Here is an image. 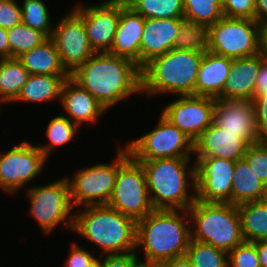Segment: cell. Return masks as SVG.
Masks as SVG:
<instances>
[{"label": "cell", "mask_w": 267, "mask_h": 267, "mask_svg": "<svg viewBox=\"0 0 267 267\" xmlns=\"http://www.w3.org/2000/svg\"><path fill=\"white\" fill-rule=\"evenodd\" d=\"M70 77L107 111L122 101L127 102L131 96L141 95V73L137 64L108 52L93 54Z\"/></svg>", "instance_id": "6da1fadb"}, {"label": "cell", "mask_w": 267, "mask_h": 267, "mask_svg": "<svg viewBox=\"0 0 267 267\" xmlns=\"http://www.w3.org/2000/svg\"><path fill=\"white\" fill-rule=\"evenodd\" d=\"M190 240V217L187 210L154 209L136 222L135 253L142 267H156L185 255Z\"/></svg>", "instance_id": "7a4b0ae2"}, {"label": "cell", "mask_w": 267, "mask_h": 267, "mask_svg": "<svg viewBox=\"0 0 267 267\" xmlns=\"http://www.w3.org/2000/svg\"><path fill=\"white\" fill-rule=\"evenodd\" d=\"M144 168L154 209L188 210L196 200L193 158L136 160Z\"/></svg>", "instance_id": "3957f363"}, {"label": "cell", "mask_w": 267, "mask_h": 267, "mask_svg": "<svg viewBox=\"0 0 267 267\" xmlns=\"http://www.w3.org/2000/svg\"><path fill=\"white\" fill-rule=\"evenodd\" d=\"M72 232L91 242L99 255L135 252L136 221L107 204L74 210Z\"/></svg>", "instance_id": "277c9868"}, {"label": "cell", "mask_w": 267, "mask_h": 267, "mask_svg": "<svg viewBox=\"0 0 267 267\" xmlns=\"http://www.w3.org/2000/svg\"><path fill=\"white\" fill-rule=\"evenodd\" d=\"M201 52L171 49L155 57L141 69V95L144 98L194 95ZM170 94V95H169ZM153 97V98H152Z\"/></svg>", "instance_id": "5b68a950"}, {"label": "cell", "mask_w": 267, "mask_h": 267, "mask_svg": "<svg viewBox=\"0 0 267 267\" xmlns=\"http://www.w3.org/2000/svg\"><path fill=\"white\" fill-rule=\"evenodd\" d=\"M187 211L191 240L211 244L227 253L245 241L237 205L196 199Z\"/></svg>", "instance_id": "8992f818"}, {"label": "cell", "mask_w": 267, "mask_h": 267, "mask_svg": "<svg viewBox=\"0 0 267 267\" xmlns=\"http://www.w3.org/2000/svg\"><path fill=\"white\" fill-rule=\"evenodd\" d=\"M24 194L29 204L27 214L44 235L53 234L59 227L60 230H73L74 208L65 175L49 183L31 185Z\"/></svg>", "instance_id": "52a82bcc"}, {"label": "cell", "mask_w": 267, "mask_h": 267, "mask_svg": "<svg viewBox=\"0 0 267 267\" xmlns=\"http://www.w3.org/2000/svg\"><path fill=\"white\" fill-rule=\"evenodd\" d=\"M116 158L111 162H99L76 169L73 175L66 179L69 184L70 200L75 209L85 206L107 204L118 173V168L130 157L125 146L116 145Z\"/></svg>", "instance_id": "ba28073f"}, {"label": "cell", "mask_w": 267, "mask_h": 267, "mask_svg": "<svg viewBox=\"0 0 267 267\" xmlns=\"http://www.w3.org/2000/svg\"><path fill=\"white\" fill-rule=\"evenodd\" d=\"M123 145L134 160L194 157V142L162 114L152 130Z\"/></svg>", "instance_id": "9c48e42d"}, {"label": "cell", "mask_w": 267, "mask_h": 267, "mask_svg": "<svg viewBox=\"0 0 267 267\" xmlns=\"http://www.w3.org/2000/svg\"><path fill=\"white\" fill-rule=\"evenodd\" d=\"M48 162L50 161L31 140H23L10 149L0 150L1 192L12 197L24 188L28 189L38 176L47 171Z\"/></svg>", "instance_id": "30bf717a"}, {"label": "cell", "mask_w": 267, "mask_h": 267, "mask_svg": "<svg viewBox=\"0 0 267 267\" xmlns=\"http://www.w3.org/2000/svg\"><path fill=\"white\" fill-rule=\"evenodd\" d=\"M107 205L136 222L154 210L144 168L131 156L118 168L115 187Z\"/></svg>", "instance_id": "8fae6325"}, {"label": "cell", "mask_w": 267, "mask_h": 267, "mask_svg": "<svg viewBox=\"0 0 267 267\" xmlns=\"http://www.w3.org/2000/svg\"><path fill=\"white\" fill-rule=\"evenodd\" d=\"M259 27L252 19L223 16L208 27V51L229 58L259 54Z\"/></svg>", "instance_id": "7c38bea8"}, {"label": "cell", "mask_w": 267, "mask_h": 267, "mask_svg": "<svg viewBox=\"0 0 267 267\" xmlns=\"http://www.w3.org/2000/svg\"><path fill=\"white\" fill-rule=\"evenodd\" d=\"M70 10L54 24L51 36L69 74L96 53L90 45L83 18L73 8Z\"/></svg>", "instance_id": "4fadbf2b"}, {"label": "cell", "mask_w": 267, "mask_h": 267, "mask_svg": "<svg viewBox=\"0 0 267 267\" xmlns=\"http://www.w3.org/2000/svg\"><path fill=\"white\" fill-rule=\"evenodd\" d=\"M72 7L82 18L91 47L96 53L109 52L114 42L120 17L119 0L96 3L80 0Z\"/></svg>", "instance_id": "5bb4252c"}, {"label": "cell", "mask_w": 267, "mask_h": 267, "mask_svg": "<svg viewBox=\"0 0 267 267\" xmlns=\"http://www.w3.org/2000/svg\"><path fill=\"white\" fill-rule=\"evenodd\" d=\"M175 97L161 108L160 114L195 142L213 123L215 98L195 95Z\"/></svg>", "instance_id": "9a60e30c"}, {"label": "cell", "mask_w": 267, "mask_h": 267, "mask_svg": "<svg viewBox=\"0 0 267 267\" xmlns=\"http://www.w3.org/2000/svg\"><path fill=\"white\" fill-rule=\"evenodd\" d=\"M193 159L196 199L204 202L231 203L235 161L217 157Z\"/></svg>", "instance_id": "2e32d148"}, {"label": "cell", "mask_w": 267, "mask_h": 267, "mask_svg": "<svg viewBox=\"0 0 267 267\" xmlns=\"http://www.w3.org/2000/svg\"><path fill=\"white\" fill-rule=\"evenodd\" d=\"M213 123L236 134L248 145L260 141L252 100H224L215 98Z\"/></svg>", "instance_id": "e0dca14e"}, {"label": "cell", "mask_w": 267, "mask_h": 267, "mask_svg": "<svg viewBox=\"0 0 267 267\" xmlns=\"http://www.w3.org/2000/svg\"><path fill=\"white\" fill-rule=\"evenodd\" d=\"M61 112L80 129L85 125H95L108 111L88 91L71 77L66 79L61 90L59 103ZM90 123V124H89Z\"/></svg>", "instance_id": "ac0fdd59"}, {"label": "cell", "mask_w": 267, "mask_h": 267, "mask_svg": "<svg viewBox=\"0 0 267 267\" xmlns=\"http://www.w3.org/2000/svg\"><path fill=\"white\" fill-rule=\"evenodd\" d=\"M248 146L236 134L212 123L194 142L193 158L217 157L236 162L243 159Z\"/></svg>", "instance_id": "d6986e66"}, {"label": "cell", "mask_w": 267, "mask_h": 267, "mask_svg": "<svg viewBox=\"0 0 267 267\" xmlns=\"http://www.w3.org/2000/svg\"><path fill=\"white\" fill-rule=\"evenodd\" d=\"M184 18H145L140 42V69L155 57L173 49Z\"/></svg>", "instance_id": "ffe728a7"}, {"label": "cell", "mask_w": 267, "mask_h": 267, "mask_svg": "<svg viewBox=\"0 0 267 267\" xmlns=\"http://www.w3.org/2000/svg\"><path fill=\"white\" fill-rule=\"evenodd\" d=\"M145 18L120 1V17L111 50L108 52L132 60L140 68V42Z\"/></svg>", "instance_id": "44dd1931"}, {"label": "cell", "mask_w": 267, "mask_h": 267, "mask_svg": "<svg viewBox=\"0 0 267 267\" xmlns=\"http://www.w3.org/2000/svg\"><path fill=\"white\" fill-rule=\"evenodd\" d=\"M260 66V54L232 59L230 75L222 90L224 100H253Z\"/></svg>", "instance_id": "7402d4cb"}, {"label": "cell", "mask_w": 267, "mask_h": 267, "mask_svg": "<svg viewBox=\"0 0 267 267\" xmlns=\"http://www.w3.org/2000/svg\"><path fill=\"white\" fill-rule=\"evenodd\" d=\"M231 66L232 58L206 51L197 73L194 95L222 99L223 86L230 75Z\"/></svg>", "instance_id": "603a6c76"}, {"label": "cell", "mask_w": 267, "mask_h": 267, "mask_svg": "<svg viewBox=\"0 0 267 267\" xmlns=\"http://www.w3.org/2000/svg\"><path fill=\"white\" fill-rule=\"evenodd\" d=\"M70 75L30 74L17 98L11 103L49 104L60 102L63 83ZM59 102H58V101Z\"/></svg>", "instance_id": "cb8c5ba5"}, {"label": "cell", "mask_w": 267, "mask_h": 267, "mask_svg": "<svg viewBox=\"0 0 267 267\" xmlns=\"http://www.w3.org/2000/svg\"><path fill=\"white\" fill-rule=\"evenodd\" d=\"M267 199V186L251 170L246 160L235 162L231 190V204L240 205Z\"/></svg>", "instance_id": "d4e9b609"}, {"label": "cell", "mask_w": 267, "mask_h": 267, "mask_svg": "<svg viewBox=\"0 0 267 267\" xmlns=\"http://www.w3.org/2000/svg\"><path fill=\"white\" fill-rule=\"evenodd\" d=\"M29 74L70 75L61 63L51 38L18 57Z\"/></svg>", "instance_id": "484cf974"}, {"label": "cell", "mask_w": 267, "mask_h": 267, "mask_svg": "<svg viewBox=\"0 0 267 267\" xmlns=\"http://www.w3.org/2000/svg\"><path fill=\"white\" fill-rule=\"evenodd\" d=\"M47 123L46 128L43 132L44 137L48 142L37 144V148L44 154V156L49 160L52 153L59 150V147L63 148L71 144V141L78 139V134L81 133L80 128L71 122L67 117L61 114L53 116ZM55 150V151H54Z\"/></svg>", "instance_id": "4316f807"}, {"label": "cell", "mask_w": 267, "mask_h": 267, "mask_svg": "<svg viewBox=\"0 0 267 267\" xmlns=\"http://www.w3.org/2000/svg\"><path fill=\"white\" fill-rule=\"evenodd\" d=\"M243 238L247 242L267 240V199L237 206Z\"/></svg>", "instance_id": "83f0119b"}, {"label": "cell", "mask_w": 267, "mask_h": 267, "mask_svg": "<svg viewBox=\"0 0 267 267\" xmlns=\"http://www.w3.org/2000/svg\"><path fill=\"white\" fill-rule=\"evenodd\" d=\"M29 75L18 58L0 59V108L17 98Z\"/></svg>", "instance_id": "f1b7e54d"}, {"label": "cell", "mask_w": 267, "mask_h": 267, "mask_svg": "<svg viewBox=\"0 0 267 267\" xmlns=\"http://www.w3.org/2000/svg\"><path fill=\"white\" fill-rule=\"evenodd\" d=\"M127 6L143 18H184L183 0H131Z\"/></svg>", "instance_id": "f546056e"}, {"label": "cell", "mask_w": 267, "mask_h": 267, "mask_svg": "<svg viewBox=\"0 0 267 267\" xmlns=\"http://www.w3.org/2000/svg\"><path fill=\"white\" fill-rule=\"evenodd\" d=\"M173 48L205 53L208 51V27L183 19Z\"/></svg>", "instance_id": "4dcf8cb0"}, {"label": "cell", "mask_w": 267, "mask_h": 267, "mask_svg": "<svg viewBox=\"0 0 267 267\" xmlns=\"http://www.w3.org/2000/svg\"><path fill=\"white\" fill-rule=\"evenodd\" d=\"M22 11V23L33 29L43 32L48 38H51L54 24L51 19L49 4L44 0H23L20 3Z\"/></svg>", "instance_id": "1f68e13d"}, {"label": "cell", "mask_w": 267, "mask_h": 267, "mask_svg": "<svg viewBox=\"0 0 267 267\" xmlns=\"http://www.w3.org/2000/svg\"><path fill=\"white\" fill-rule=\"evenodd\" d=\"M10 58H18L23 53L41 45L48 37L41 31L26 26L23 23L6 30Z\"/></svg>", "instance_id": "d6a6232c"}, {"label": "cell", "mask_w": 267, "mask_h": 267, "mask_svg": "<svg viewBox=\"0 0 267 267\" xmlns=\"http://www.w3.org/2000/svg\"><path fill=\"white\" fill-rule=\"evenodd\" d=\"M185 255L193 267H228L227 252L208 243L190 240Z\"/></svg>", "instance_id": "836d02e7"}, {"label": "cell", "mask_w": 267, "mask_h": 267, "mask_svg": "<svg viewBox=\"0 0 267 267\" xmlns=\"http://www.w3.org/2000/svg\"><path fill=\"white\" fill-rule=\"evenodd\" d=\"M184 19L210 27L223 15L220 0H183Z\"/></svg>", "instance_id": "e575fe53"}, {"label": "cell", "mask_w": 267, "mask_h": 267, "mask_svg": "<svg viewBox=\"0 0 267 267\" xmlns=\"http://www.w3.org/2000/svg\"><path fill=\"white\" fill-rule=\"evenodd\" d=\"M243 158L255 175L267 186V141L249 145Z\"/></svg>", "instance_id": "d590c367"}, {"label": "cell", "mask_w": 267, "mask_h": 267, "mask_svg": "<svg viewBox=\"0 0 267 267\" xmlns=\"http://www.w3.org/2000/svg\"><path fill=\"white\" fill-rule=\"evenodd\" d=\"M227 254L228 267H261L256 242L244 241Z\"/></svg>", "instance_id": "8d00e7d4"}, {"label": "cell", "mask_w": 267, "mask_h": 267, "mask_svg": "<svg viewBox=\"0 0 267 267\" xmlns=\"http://www.w3.org/2000/svg\"><path fill=\"white\" fill-rule=\"evenodd\" d=\"M80 245L82 244L75 240L70 243L68 257L63 260V262L65 261L63 267H96L99 255L97 256L95 253L99 254L98 250L84 248L83 245L82 247Z\"/></svg>", "instance_id": "74e56055"}, {"label": "cell", "mask_w": 267, "mask_h": 267, "mask_svg": "<svg viewBox=\"0 0 267 267\" xmlns=\"http://www.w3.org/2000/svg\"><path fill=\"white\" fill-rule=\"evenodd\" d=\"M223 15L228 18L252 19L255 21V0H220Z\"/></svg>", "instance_id": "f35d334b"}, {"label": "cell", "mask_w": 267, "mask_h": 267, "mask_svg": "<svg viewBox=\"0 0 267 267\" xmlns=\"http://www.w3.org/2000/svg\"><path fill=\"white\" fill-rule=\"evenodd\" d=\"M22 23V11L17 0H0V27L7 30Z\"/></svg>", "instance_id": "ab89813d"}, {"label": "cell", "mask_w": 267, "mask_h": 267, "mask_svg": "<svg viewBox=\"0 0 267 267\" xmlns=\"http://www.w3.org/2000/svg\"><path fill=\"white\" fill-rule=\"evenodd\" d=\"M96 267H142L135 252L99 255Z\"/></svg>", "instance_id": "60d3db41"}, {"label": "cell", "mask_w": 267, "mask_h": 267, "mask_svg": "<svg viewBox=\"0 0 267 267\" xmlns=\"http://www.w3.org/2000/svg\"><path fill=\"white\" fill-rule=\"evenodd\" d=\"M253 105L260 141H267V94L255 95Z\"/></svg>", "instance_id": "b9f144b4"}, {"label": "cell", "mask_w": 267, "mask_h": 267, "mask_svg": "<svg viewBox=\"0 0 267 267\" xmlns=\"http://www.w3.org/2000/svg\"><path fill=\"white\" fill-rule=\"evenodd\" d=\"M267 94V60L260 55V66L255 85V95Z\"/></svg>", "instance_id": "7bdbcfd3"}, {"label": "cell", "mask_w": 267, "mask_h": 267, "mask_svg": "<svg viewBox=\"0 0 267 267\" xmlns=\"http://www.w3.org/2000/svg\"><path fill=\"white\" fill-rule=\"evenodd\" d=\"M255 22L267 24V0H255Z\"/></svg>", "instance_id": "ee69618b"}, {"label": "cell", "mask_w": 267, "mask_h": 267, "mask_svg": "<svg viewBox=\"0 0 267 267\" xmlns=\"http://www.w3.org/2000/svg\"><path fill=\"white\" fill-rule=\"evenodd\" d=\"M156 267H193L192 263L186 255L175 257L171 260L165 261Z\"/></svg>", "instance_id": "f6af8a7d"}, {"label": "cell", "mask_w": 267, "mask_h": 267, "mask_svg": "<svg viewBox=\"0 0 267 267\" xmlns=\"http://www.w3.org/2000/svg\"><path fill=\"white\" fill-rule=\"evenodd\" d=\"M259 54L267 60V24L259 27Z\"/></svg>", "instance_id": "bcb514c9"}, {"label": "cell", "mask_w": 267, "mask_h": 267, "mask_svg": "<svg viewBox=\"0 0 267 267\" xmlns=\"http://www.w3.org/2000/svg\"><path fill=\"white\" fill-rule=\"evenodd\" d=\"M10 58V46L6 30L0 27V59Z\"/></svg>", "instance_id": "7dc6e473"}, {"label": "cell", "mask_w": 267, "mask_h": 267, "mask_svg": "<svg viewBox=\"0 0 267 267\" xmlns=\"http://www.w3.org/2000/svg\"><path fill=\"white\" fill-rule=\"evenodd\" d=\"M258 259L261 267H267V240L256 242Z\"/></svg>", "instance_id": "c3c4849f"}, {"label": "cell", "mask_w": 267, "mask_h": 267, "mask_svg": "<svg viewBox=\"0 0 267 267\" xmlns=\"http://www.w3.org/2000/svg\"><path fill=\"white\" fill-rule=\"evenodd\" d=\"M121 2H123L125 5H127L131 0H119Z\"/></svg>", "instance_id": "681fc988"}]
</instances>
